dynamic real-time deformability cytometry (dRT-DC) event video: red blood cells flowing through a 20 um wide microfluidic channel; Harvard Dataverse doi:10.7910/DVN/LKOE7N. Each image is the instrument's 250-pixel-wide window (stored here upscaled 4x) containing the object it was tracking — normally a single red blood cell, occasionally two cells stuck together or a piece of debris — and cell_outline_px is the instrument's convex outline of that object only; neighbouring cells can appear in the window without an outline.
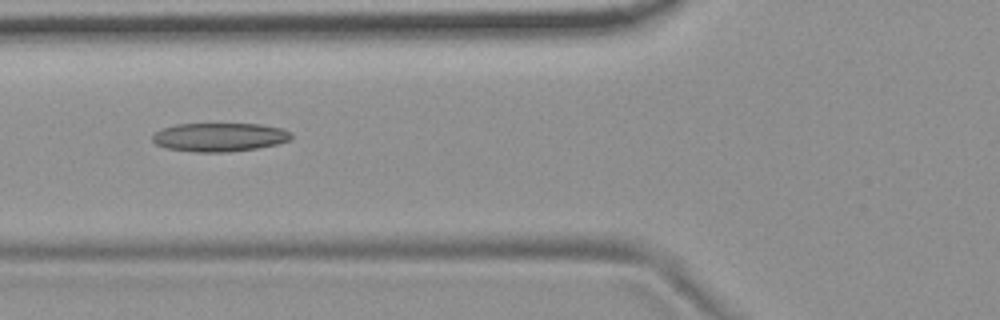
{"species": "common noctule bat (a hibernating species)", "species_latin": "Nyctalus noctula", "temperature_condition": "room temperature", "stored_images_in_passage": 7, "camera_frame_rate_fps": 3000, "um_per_image_px": 0.085, "animal": {"sex": "female", "body_mass_g": 19.9}, "frame": {"image": 1, "passage_image": 5, "time_ms": 1.333, "image_size_px": [1000, 320], "cell_outline_px": [[292, 136], [288, 140], [276, 144], [256, 148], [228, 152], [196, 152], [164, 148], [156, 144], [152, 140], [152, 136], [156, 132], [164, 128], [176, 124], [260, 124], [280, 128], [292, 132]], "centroid_in_image_um": [18.64, 11.66], "position_along_channel_um": 107.2, "area_um2": 23.06}}
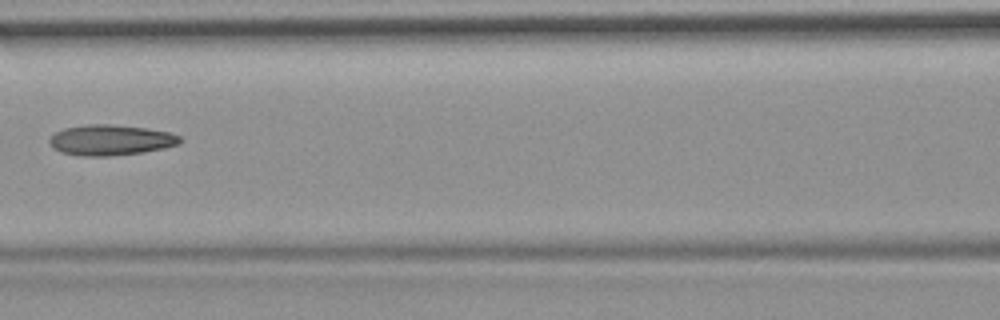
{"frame": {"image": 2, "passage_image": 6, "time_ms": 1.667, "image_size_px": [1000, 320], "cell_outline_px": [[184, 140], [180, 144], [164, 148], [144, 152], [112, 156], [80, 156], [60, 152], [52, 148], [48, 144], [48, 140], [56, 132], [64, 128], [88, 124], [108, 124], [144, 128], [172, 132], [180, 136]], "centroid_in_image_um": [9.42, 11.91], "position_along_channel_um": 157.2, "area_um2": 23.52}}